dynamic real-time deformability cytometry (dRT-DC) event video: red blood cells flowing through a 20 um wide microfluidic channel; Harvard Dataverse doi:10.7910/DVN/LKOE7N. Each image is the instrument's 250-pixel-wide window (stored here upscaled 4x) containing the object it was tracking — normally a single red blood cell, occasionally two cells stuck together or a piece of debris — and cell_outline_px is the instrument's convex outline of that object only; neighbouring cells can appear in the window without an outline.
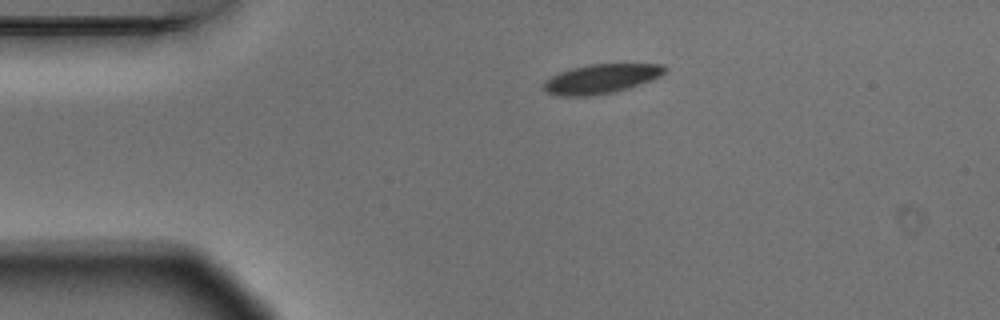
{"species": "Egyptian fruit bat (a non-hibernating species)", "species_latin": "Rousettus aegyptiacus", "temperature_condition": "warm", "stored_images_in_passage": 4, "camera_frame_rate_fps": 3000, "um_per_image_px": 0.085, "animal": {"sex": "male"}, "frame": {"image": 1, "passage_image": 1, "time_ms": 0.0, "image_size_px": [1000, 320], "cell_outline_px": [[668, 68], [660, 76], [652, 80], [628, 88], [612, 92], [588, 96], [560, 96], [548, 92], [544, 88], [544, 80], [560, 72], [572, 68], [588, 64], [664, 64]], "centroid_in_image_um": [51.11, 6.69], "position_along_channel_um": 33.9, "area_um2": 20.58}}
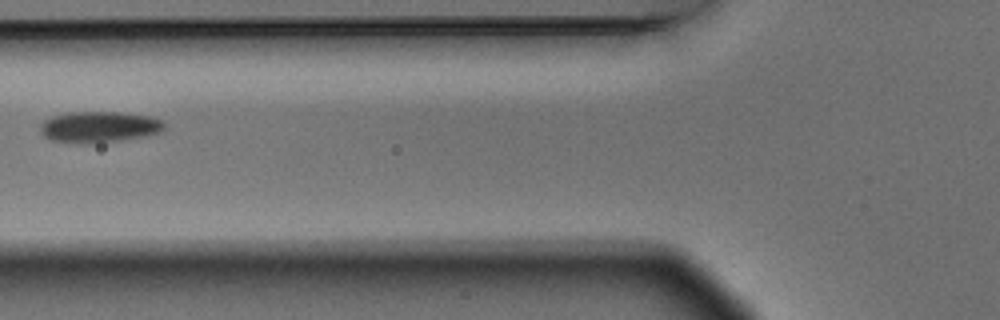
{"frame": {"image": 2, "passage_image": 3, "time_ms": 0.667, "image_size_px": [1000, 320], "cell_outline_px": [[164, 128], [156, 132], [140, 136], [120, 140], [88, 144], [52, 140], [44, 136], [40, 132], [40, 124], [44, 120], [52, 116], [68, 112], [120, 112], [148, 116], [160, 120], [164, 124]], "centroid_in_image_um": [8.34, 10.78], "position_along_channel_um": 117.5, "area_um2": 22.14}}
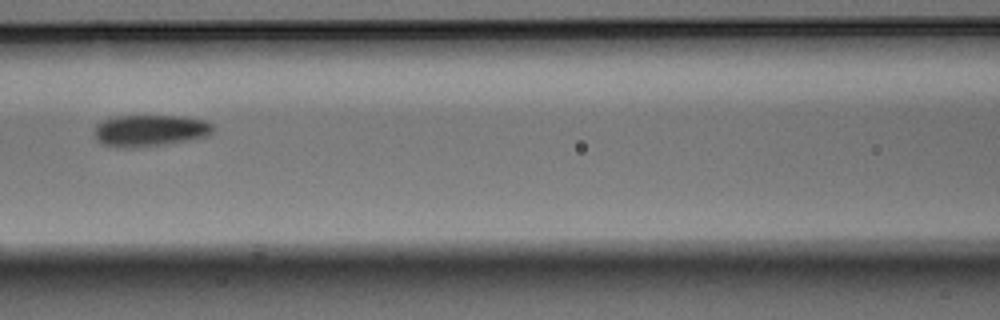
{"frame": {"image": 3, "passage_image": 4, "time_ms": 1.0, "image_size_px": [1000, 320], "cell_outline_px": [[212, 132], [208, 136], [164, 144], [128, 148], [120, 148], [104, 144], [96, 140], [92, 132], [96, 124], [104, 120], [116, 116], [184, 116], [204, 120], [212, 124]], "centroid_in_image_um": [12.7, 11.09], "position_along_channel_um": 153.9, "area_um2": 21.85}}